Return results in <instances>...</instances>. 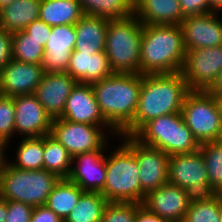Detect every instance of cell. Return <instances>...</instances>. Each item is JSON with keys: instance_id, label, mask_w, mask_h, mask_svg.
Listing matches in <instances>:
<instances>
[{"instance_id": "1", "label": "cell", "mask_w": 222, "mask_h": 222, "mask_svg": "<svg viewBox=\"0 0 222 222\" xmlns=\"http://www.w3.org/2000/svg\"><path fill=\"white\" fill-rule=\"evenodd\" d=\"M190 92L180 72L142 74V85L133 121L120 135L133 136L146 122L162 115L181 113Z\"/></svg>"}, {"instance_id": "2", "label": "cell", "mask_w": 222, "mask_h": 222, "mask_svg": "<svg viewBox=\"0 0 222 222\" xmlns=\"http://www.w3.org/2000/svg\"><path fill=\"white\" fill-rule=\"evenodd\" d=\"M91 85L104 118L120 134L134 119L142 74L114 73Z\"/></svg>"}, {"instance_id": "3", "label": "cell", "mask_w": 222, "mask_h": 222, "mask_svg": "<svg viewBox=\"0 0 222 222\" xmlns=\"http://www.w3.org/2000/svg\"><path fill=\"white\" fill-rule=\"evenodd\" d=\"M186 50L180 25H144L140 74L180 72Z\"/></svg>"}, {"instance_id": "4", "label": "cell", "mask_w": 222, "mask_h": 222, "mask_svg": "<svg viewBox=\"0 0 222 222\" xmlns=\"http://www.w3.org/2000/svg\"><path fill=\"white\" fill-rule=\"evenodd\" d=\"M133 151L122 141L106 156V181L100 193L108 202L143 203L146 194L138 177Z\"/></svg>"}, {"instance_id": "5", "label": "cell", "mask_w": 222, "mask_h": 222, "mask_svg": "<svg viewBox=\"0 0 222 222\" xmlns=\"http://www.w3.org/2000/svg\"><path fill=\"white\" fill-rule=\"evenodd\" d=\"M143 23L134 15L109 20L105 53L114 73L140 74Z\"/></svg>"}, {"instance_id": "6", "label": "cell", "mask_w": 222, "mask_h": 222, "mask_svg": "<svg viewBox=\"0 0 222 222\" xmlns=\"http://www.w3.org/2000/svg\"><path fill=\"white\" fill-rule=\"evenodd\" d=\"M133 137L167 155L193 153L200 144L186 125L182 113L162 115L146 122Z\"/></svg>"}, {"instance_id": "7", "label": "cell", "mask_w": 222, "mask_h": 222, "mask_svg": "<svg viewBox=\"0 0 222 222\" xmlns=\"http://www.w3.org/2000/svg\"><path fill=\"white\" fill-rule=\"evenodd\" d=\"M60 179L45 169L23 170L8 162L0 175V196L33 208L42 206L46 204L49 194Z\"/></svg>"}, {"instance_id": "8", "label": "cell", "mask_w": 222, "mask_h": 222, "mask_svg": "<svg viewBox=\"0 0 222 222\" xmlns=\"http://www.w3.org/2000/svg\"><path fill=\"white\" fill-rule=\"evenodd\" d=\"M168 182L185 189L190 203L211 200L217 191L208 182L207 168L200 150L169 156Z\"/></svg>"}, {"instance_id": "9", "label": "cell", "mask_w": 222, "mask_h": 222, "mask_svg": "<svg viewBox=\"0 0 222 222\" xmlns=\"http://www.w3.org/2000/svg\"><path fill=\"white\" fill-rule=\"evenodd\" d=\"M181 113L199 144L222 140L218 108L207 91H190L185 97Z\"/></svg>"}, {"instance_id": "10", "label": "cell", "mask_w": 222, "mask_h": 222, "mask_svg": "<svg viewBox=\"0 0 222 222\" xmlns=\"http://www.w3.org/2000/svg\"><path fill=\"white\" fill-rule=\"evenodd\" d=\"M105 131L113 135L115 133V137L120 135L112 126H94L55 118L52 120L49 135L61 143L72 157H75L85 152L107 151L106 146L109 142L106 137L108 134H104Z\"/></svg>"}, {"instance_id": "11", "label": "cell", "mask_w": 222, "mask_h": 222, "mask_svg": "<svg viewBox=\"0 0 222 222\" xmlns=\"http://www.w3.org/2000/svg\"><path fill=\"white\" fill-rule=\"evenodd\" d=\"M222 71V45L186 51L180 73L190 91H207Z\"/></svg>"}, {"instance_id": "12", "label": "cell", "mask_w": 222, "mask_h": 222, "mask_svg": "<svg viewBox=\"0 0 222 222\" xmlns=\"http://www.w3.org/2000/svg\"><path fill=\"white\" fill-rule=\"evenodd\" d=\"M133 151L139 166L142 191L149 192L168 183L169 155L158 148L144 145L130 135H119V139Z\"/></svg>"}, {"instance_id": "13", "label": "cell", "mask_w": 222, "mask_h": 222, "mask_svg": "<svg viewBox=\"0 0 222 222\" xmlns=\"http://www.w3.org/2000/svg\"><path fill=\"white\" fill-rule=\"evenodd\" d=\"M218 14L211 12L184 17L179 25L186 51L222 45V18L221 13Z\"/></svg>"}, {"instance_id": "14", "label": "cell", "mask_w": 222, "mask_h": 222, "mask_svg": "<svg viewBox=\"0 0 222 222\" xmlns=\"http://www.w3.org/2000/svg\"><path fill=\"white\" fill-rule=\"evenodd\" d=\"M14 133L24 138L50 134L52 118L34 94L14 96ZM17 132V133H16Z\"/></svg>"}, {"instance_id": "15", "label": "cell", "mask_w": 222, "mask_h": 222, "mask_svg": "<svg viewBox=\"0 0 222 222\" xmlns=\"http://www.w3.org/2000/svg\"><path fill=\"white\" fill-rule=\"evenodd\" d=\"M59 118L94 126H111L100 110L92 85L85 83L77 82L73 87Z\"/></svg>"}, {"instance_id": "16", "label": "cell", "mask_w": 222, "mask_h": 222, "mask_svg": "<svg viewBox=\"0 0 222 222\" xmlns=\"http://www.w3.org/2000/svg\"><path fill=\"white\" fill-rule=\"evenodd\" d=\"M44 74L40 64L12 59L0 70V94L11 97L33 94Z\"/></svg>"}, {"instance_id": "17", "label": "cell", "mask_w": 222, "mask_h": 222, "mask_svg": "<svg viewBox=\"0 0 222 222\" xmlns=\"http://www.w3.org/2000/svg\"><path fill=\"white\" fill-rule=\"evenodd\" d=\"M75 42L76 31L74 25L65 24L52 27L40 64L44 72H66L71 53L74 51Z\"/></svg>"}, {"instance_id": "18", "label": "cell", "mask_w": 222, "mask_h": 222, "mask_svg": "<svg viewBox=\"0 0 222 222\" xmlns=\"http://www.w3.org/2000/svg\"><path fill=\"white\" fill-rule=\"evenodd\" d=\"M142 204L169 222H182L191 203L185 189L168 182L149 192Z\"/></svg>"}, {"instance_id": "19", "label": "cell", "mask_w": 222, "mask_h": 222, "mask_svg": "<svg viewBox=\"0 0 222 222\" xmlns=\"http://www.w3.org/2000/svg\"><path fill=\"white\" fill-rule=\"evenodd\" d=\"M76 83L67 72L45 73L33 94L52 119L59 118Z\"/></svg>"}, {"instance_id": "20", "label": "cell", "mask_w": 222, "mask_h": 222, "mask_svg": "<svg viewBox=\"0 0 222 222\" xmlns=\"http://www.w3.org/2000/svg\"><path fill=\"white\" fill-rule=\"evenodd\" d=\"M104 152L91 151L73 157V166L68 179L83 191L100 192L106 181V153Z\"/></svg>"}, {"instance_id": "21", "label": "cell", "mask_w": 222, "mask_h": 222, "mask_svg": "<svg viewBox=\"0 0 222 222\" xmlns=\"http://www.w3.org/2000/svg\"><path fill=\"white\" fill-rule=\"evenodd\" d=\"M76 82L92 84L114 74L105 52L73 51L66 71Z\"/></svg>"}, {"instance_id": "22", "label": "cell", "mask_w": 222, "mask_h": 222, "mask_svg": "<svg viewBox=\"0 0 222 222\" xmlns=\"http://www.w3.org/2000/svg\"><path fill=\"white\" fill-rule=\"evenodd\" d=\"M134 15L144 25H179L184 19L179 0H134Z\"/></svg>"}, {"instance_id": "23", "label": "cell", "mask_w": 222, "mask_h": 222, "mask_svg": "<svg viewBox=\"0 0 222 222\" xmlns=\"http://www.w3.org/2000/svg\"><path fill=\"white\" fill-rule=\"evenodd\" d=\"M108 22L109 20L105 18L84 15L74 24L76 31L74 51L90 55L105 52Z\"/></svg>"}, {"instance_id": "24", "label": "cell", "mask_w": 222, "mask_h": 222, "mask_svg": "<svg viewBox=\"0 0 222 222\" xmlns=\"http://www.w3.org/2000/svg\"><path fill=\"white\" fill-rule=\"evenodd\" d=\"M41 0H14L0 10V28L10 33L25 28L40 16Z\"/></svg>"}, {"instance_id": "25", "label": "cell", "mask_w": 222, "mask_h": 222, "mask_svg": "<svg viewBox=\"0 0 222 222\" xmlns=\"http://www.w3.org/2000/svg\"><path fill=\"white\" fill-rule=\"evenodd\" d=\"M83 16L78 0H41L39 18L51 27L74 25Z\"/></svg>"}, {"instance_id": "26", "label": "cell", "mask_w": 222, "mask_h": 222, "mask_svg": "<svg viewBox=\"0 0 222 222\" xmlns=\"http://www.w3.org/2000/svg\"><path fill=\"white\" fill-rule=\"evenodd\" d=\"M84 192L68 178L60 179L49 194L45 205L64 221Z\"/></svg>"}, {"instance_id": "27", "label": "cell", "mask_w": 222, "mask_h": 222, "mask_svg": "<svg viewBox=\"0 0 222 222\" xmlns=\"http://www.w3.org/2000/svg\"><path fill=\"white\" fill-rule=\"evenodd\" d=\"M84 15L107 20L126 19L134 16V0H78Z\"/></svg>"}, {"instance_id": "28", "label": "cell", "mask_w": 222, "mask_h": 222, "mask_svg": "<svg viewBox=\"0 0 222 222\" xmlns=\"http://www.w3.org/2000/svg\"><path fill=\"white\" fill-rule=\"evenodd\" d=\"M43 169L67 179L72 170L73 157L67 149L50 135L44 136Z\"/></svg>"}, {"instance_id": "29", "label": "cell", "mask_w": 222, "mask_h": 222, "mask_svg": "<svg viewBox=\"0 0 222 222\" xmlns=\"http://www.w3.org/2000/svg\"><path fill=\"white\" fill-rule=\"evenodd\" d=\"M107 203L100 192L85 191L63 222H101Z\"/></svg>"}, {"instance_id": "30", "label": "cell", "mask_w": 222, "mask_h": 222, "mask_svg": "<svg viewBox=\"0 0 222 222\" xmlns=\"http://www.w3.org/2000/svg\"><path fill=\"white\" fill-rule=\"evenodd\" d=\"M16 149V161L9 163L23 170L43 169L44 136L30 137L21 140Z\"/></svg>"}, {"instance_id": "31", "label": "cell", "mask_w": 222, "mask_h": 222, "mask_svg": "<svg viewBox=\"0 0 222 222\" xmlns=\"http://www.w3.org/2000/svg\"><path fill=\"white\" fill-rule=\"evenodd\" d=\"M44 47L31 38L25 30L12 33V59L31 64H41Z\"/></svg>"}, {"instance_id": "32", "label": "cell", "mask_w": 222, "mask_h": 222, "mask_svg": "<svg viewBox=\"0 0 222 222\" xmlns=\"http://www.w3.org/2000/svg\"><path fill=\"white\" fill-rule=\"evenodd\" d=\"M199 150L207 168L208 182L218 192L222 188V143H202Z\"/></svg>"}, {"instance_id": "33", "label": "cell", "mask_w": 222, "mask_h": 222, "mask_svg": "<svg viewBox=\"0 0 222 222\" xmlns=\"http://www.w3.org/2000/svg\"><path fill=\"white\" fill-rule=\"evenodd\" d=\"M222 201L217 195L211 200L191 203L182 222H220Z\"/></svg>"}, {"instance_id": "34", "label": "cell", "mask_w": 222, "mask_h": 222, "mask_svg": "<svg viewBox=\"0 0 222 222\" xmlns=\"http://www.w3.org/2000/svg\"><path fill=\"white\" fill-rule=\"evenodd\" d=\"M137 203L108 202L104 208L101 222H134Z\"/></svg>"}, {"instance_id": "35", "label": "cell", "mask_w": 222, "mask_h": 222, "mask_svg": "<svg viewBox=\"0 0 222 222\" xmlns=\"http://www.w3.org/2000/svg\"><path fill=\"white\" fill-rule=\"evenodd\" d=\"M15 103L14 97L0 94V139L10 143L14 134Z\"/></svg>"}, {"instance_id": "36", "label": "cell", "mask_w": 222, "mask_h": 222, "mask_svg": "<svg viewBox=\"0 0 222 222\" xmlns=\"http://www.w3.org/2000/svg\"><path fill=\"white\" fill-rule=\"evenodd\" d=\"M7 211L5 222H29L33 207L22 202L7 200Z\"/></svg>"}, {"instance_id": "37", "label": "cell", "mask_w": 222, "mask_h": 222, "mask_svg": "<svg viewBox=\"0 0 222 222\" xmlns=\"http://www.w3.org/2000/svg\"><path fill=\"white\" fill-rule=\"evenodd\" d=\"M51 26L47 25L44 21H42L40 18L33 21L31 24H29L25 31L31 35V38L38 41L43 47H45L51 32Z\"/></svg>"}, {"instance_id": "38", "label": "cell", "mask_w": 222, "mask_h": 222, "mask_svg": "<svg viewBox=\"0 0 222 222\" xmlns=\"http://www.w3.org/2000/svg\"><path fill=\"white\" fill-rule=\"evenodd\" d=\"M181 12L184 17L208 14L212 11L209 8L208 0H179Z\"/></svg>"}, {"instance_id": "39", "label": "cell", "mask_w": 222, "mask_h": 222, "mask_svg": "<svg viewBox=\"0 0 222 222\" xmlns=\"http://www.w3.org/2000/svg\"><path fill=\"white\" fill-rule=\"evenodd\" d=\"M12 60V33L0 28V70Z\"/></svg>"}, {"instance_id": "40", "label": "cell", "mask_w": 222, "mask_h": 222, "mask_svg": "<svg viewBox=\"0 0 222 222\" xmlns=\"http://www.w3.org/2000/svg\"><path fill=\"white\" fill-rule=\"evenodd\" d=\"M29 222H63V220L46 205H42L33 208Z\"/></svg>"}, {"instance_id": "41", "label": "cell", "mask_w": 222, "mask_h": 222, "mask_svg": "<svg viewBox=\"0 0 222 222\" xmlns=\"http://www.w3.org/2000/svg\"><path fill=\"white\" fill-rule=\"evenodd\" d=\"M134 222H169V221L164 218H161L157 214H154L142 203H137L136 217Z\"/></svg>"}, {"instance_id": "42", "label": "cell", "mask_w": 222, "mask_h": 222, "mask_svg": "<svg viewBox=\"0 0 222 222\" xmlns=\"http://www.w3.org/2000/svg\"><path fill=\"white\" fill-rule=\"evenodd\" d=\"M210 95H222V71L217 75L216 80L207 90Z\"/></svg>"}, {"instance_id": "43", "label": "cell", "mask_w": 222, "mask_h": 222, "mask_svg": "<svg viewBox=\"0 0 222 222\" xmlns=\"http://www.w3.org/2000/svg\"><path fill=\"white\" fill-rule=\"evenodd\" d=\"M8 143L0 139V175L4 172V169L7 166L8 160L5 157V150L8 147Z\"/></svg>"}, {"instance_id": "44", "label": "cell", "mask_w": 222, "mask_h": 222, "mask_svg": "<svg viewBox=\"0 0 222 222\" xmlns=\"http://www.w3.org/2000/svg\"><path fill=\"white\" fill-rule=\"evenodd\" d=\"M7 200L3 199L0 196V222H5V218L7 217Z\"/></svg>"}, {"instance_id": "45", "label": "cell", "mask_w": 222, "mask_h": 222, "mask_svg": "<svg viewBox=\"0 0 222 222\" xmlns=\"http://www.w3.org/2000/svg\"><path fill=\"white\" fill-rule=\"evenodd\" d=\"M208 3L212 12H219L222 8V0H208Z\"/></svg>"}, {"instance_id": "46", "label": "cell", "mask_w": 222, "mask_h": 222, "mask_svg": "<svg viewBox=\"0 0 222 222\" xmlns=\"http://www.w3.org/2000/svg\"><path fill=\"white\" fill-rule=\"evenodd\" d=\"M218 108L219 116L222 122V95H212Z\"/></svg>"}, {"instance_id": "47", "label": "cell", "mask_w": 222, "mask_h": 222, "mask_svg": "<svg viewBox=\"0 0 222 222\" xmlns=\"http://www.w3.org/2000/svg\"><path fill=\"white\" fill-rule=\"evenodd\" d=\"M14 0H0V10L8 6Z\"/></svg>"}, {"instance_id": "48", "label": "cell", "mask_w": 222, "mask_h": 222, "mask_svg": "<svg viewBox=\"0 0 222 222\" xmlns=\"http://www.w3.org/2000/svg\"><path fill=\"white\" fill-rule=\"evenodd\" d=\"M217 195L219 196L220 200L222 201V188L217 192Z\"/></svg>"}, {"instance_id": "49", "label": "cell", "mask_w": 222, "mask_h": 222, "mask_svg": "<svg viewBox=\"0 0 222 222\" xmlns=\"http://www.w3.org/2000/svg\"><path fill=\"white\" fill-rule=\"evenodd\" d=\"M220 222H222V210H221V217H220Z\"/></svg>"}]
</instances>
